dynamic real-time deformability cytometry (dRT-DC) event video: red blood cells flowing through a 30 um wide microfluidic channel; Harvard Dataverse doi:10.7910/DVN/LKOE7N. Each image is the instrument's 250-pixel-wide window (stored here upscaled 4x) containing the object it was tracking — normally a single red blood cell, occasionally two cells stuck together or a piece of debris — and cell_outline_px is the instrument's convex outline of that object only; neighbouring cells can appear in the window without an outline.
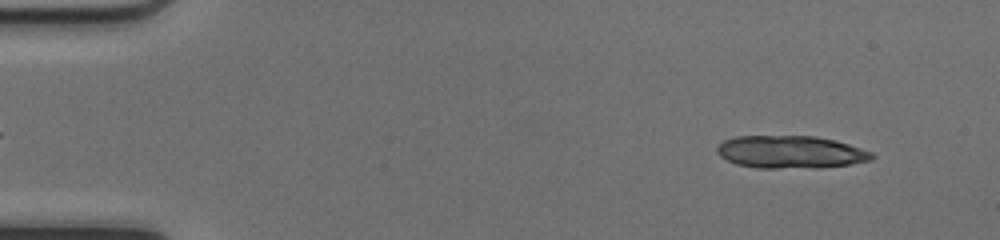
{"species": "common noctule bat (a hibernating species)", "species_latin": "Nyctalus noctula", "temperature_condition": "cold", "stored_images_in_passage": 29, "segment_of_instrument_passage": [1, 2], "camera_frame_rate_fps": 3000, "um_per_image_px": 0.085, "animal": {"sex": "female", "body_mass_g": 17.0, "forearm_length_mm": 48.0}, "frame": {"image": 1, "passage_image": 4, "time_ms": 1.0, "image_size_px": [1000, 240], "cell_outline_px": [[876, 156], [872, 160], [848, 164], [816, 168], [756, 168], [736, 164], [720, 156], [716, 152], [716, 148], [724, 140], [736, 136], [812, 136], [832, 140], [848, 144], [872, 152]], "centroid_in_image_um": [67.18, 12.93], "position_along_channel_um": 17.8, "area_um2": 29.36}}